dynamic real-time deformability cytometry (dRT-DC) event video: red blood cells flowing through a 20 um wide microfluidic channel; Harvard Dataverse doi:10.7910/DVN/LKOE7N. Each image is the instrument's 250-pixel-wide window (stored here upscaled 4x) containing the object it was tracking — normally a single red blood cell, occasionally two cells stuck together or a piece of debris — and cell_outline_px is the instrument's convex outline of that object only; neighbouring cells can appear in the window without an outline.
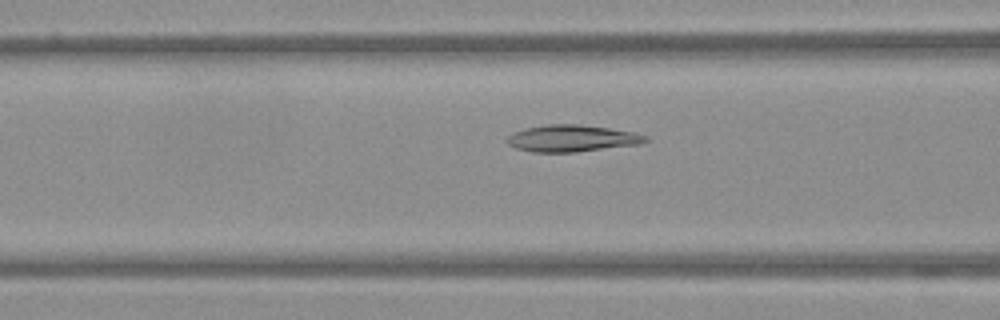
{"species": "Egyptian fruit bat (a non-hibernating species)", "species_latin": "Rousettus aegyptiacus", "temperature_condition": "warm", "stored_images_in_passage": 45, "camera_frame_rate_fps": 3000, "um_per_image_px": 0.085, "frame": {"image": 1, "passage_image": 13, "time_ms": 4.0, "image_size_px": [1000, 320], "cell_outline_px": [[648, 140], [640, 144], [576, 152], [532, 152], [516, 148], [508, 144], [504, 140], [512, 132], [528, 128], [548, 124], [580, 124], [636, 132], [648, 136]], "centroid_in_image_um": [48.61, 11.76], "position_along_channel_um": 118.0, "area_um2": 21.68}}
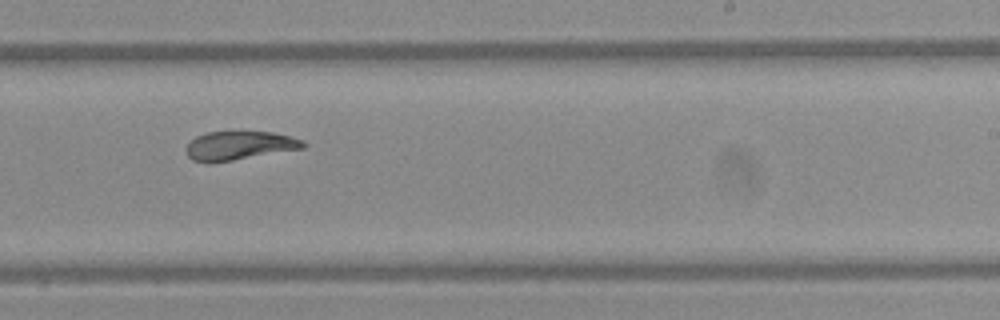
{"frame": {"image": 2, "passage_image": 25, "time_ms": 8.0, "image_size_px": [1000, 320], "cell_outline_px": [[308, 144], [304, 148], [232, 160], [192, 160], [184, 152], [184, 148], [196, 136], [208, 132], [236, 128], [272, 132], [292, 136], [304, 140]], "centroid_in_image_um": [20.39, 12.29], "position_along_channel_um": 268.6, "area_um2": 20.11}}
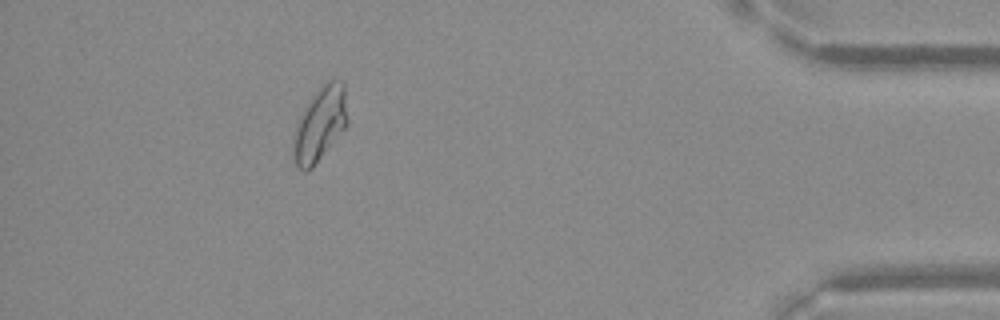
{"frame": {"image": 3, "passage_image": 40, "time_ms": 13.0, "image_size_px": [1000, 320], "cell_outline_px": [[348, 124], [312, 168], [304, 172], [296, 168], [292, 156], [292, 152], [296, 128], [300, 116], [316, 92], [328, 80], [340, 80], [344, 84], [348, 120]], "centroid_in_image_um": [27.2, 10.6], "position_along_channel_um": 408.0, "area_um2": 23.0}}